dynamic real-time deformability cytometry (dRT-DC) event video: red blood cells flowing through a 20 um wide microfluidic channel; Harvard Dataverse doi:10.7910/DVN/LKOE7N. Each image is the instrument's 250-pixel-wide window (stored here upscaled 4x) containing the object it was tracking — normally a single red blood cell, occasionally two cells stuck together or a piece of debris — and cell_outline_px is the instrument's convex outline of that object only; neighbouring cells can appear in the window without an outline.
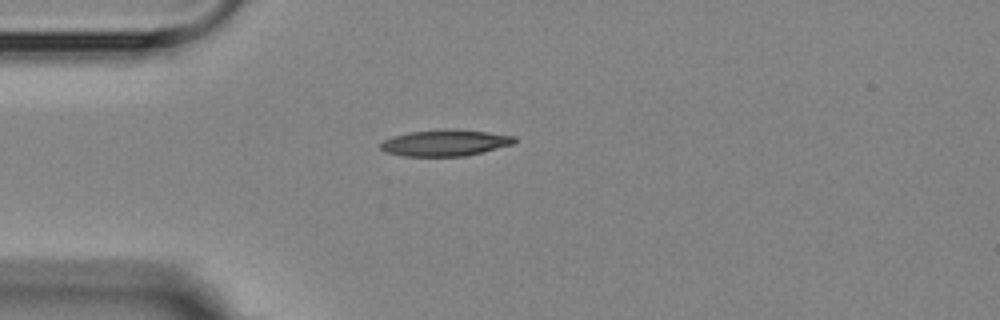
{"species": "Egyptian fruit bat (a non-hibernating species)", "species_latin": "Rousettus aegyptiacus", "temperature_condition": "room temperature", "stored_images_in_passage": 1, "camera_frame_rate_fps": 3000, "um_per_image_px": 0.085, "animal": {"sex": "female"}, "frame": {"image": 1, "passage_image": 1, "time_ms": 0.0, "image_size_px": [1000, 320], "cell_outline_px": [[516, 140], [512, 144], [464, 156], [404, 156], [388, 152], [380, 148], [380, 144], [384, 140], [392, 136], [408, 132], [444, 128], [456, 128], [488, 132], [516, 136]], "centroid_in_image_um": [37.82, 12.11], "position_along_channel_um": 47.2, "area_um2": 20.58}}